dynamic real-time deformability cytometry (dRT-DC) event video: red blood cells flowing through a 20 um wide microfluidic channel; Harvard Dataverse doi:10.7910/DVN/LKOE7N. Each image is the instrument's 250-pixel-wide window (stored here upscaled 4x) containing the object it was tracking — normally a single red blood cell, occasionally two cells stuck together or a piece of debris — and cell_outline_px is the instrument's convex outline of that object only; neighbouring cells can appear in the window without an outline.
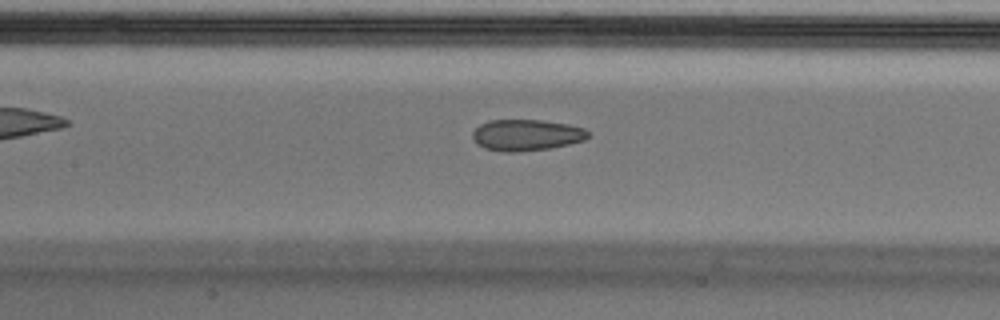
{"species": "Egyptian fruit bat (a non-hibernating species)", "species_latin": "Rousettus aegyptiacus", "temperature_condition": "cold", "stored_images_in_passage": 52, "camera_frame_rate_fps": 3000, "um_per_image_px": 0.085, "animal": {"sex": "male"}, "frame": {"image": 1, "passage_image": 23, "time_ms": 7.333, "image_size_px": [1000, 320], "cell_outline_px": [[592, 136], [584, 140], [568, 144], [548, 148], [516, 152], [504, 152], [484, 148], [476, 144], [472, 136], [472, 132], [480, 124], [488, 120], [540, 120], [568, 124], [584, 128]], "centroid_in_image_um": [44.73, 11.47], "position_along_channel_um": 162.7, "area_um2": 21.1}}
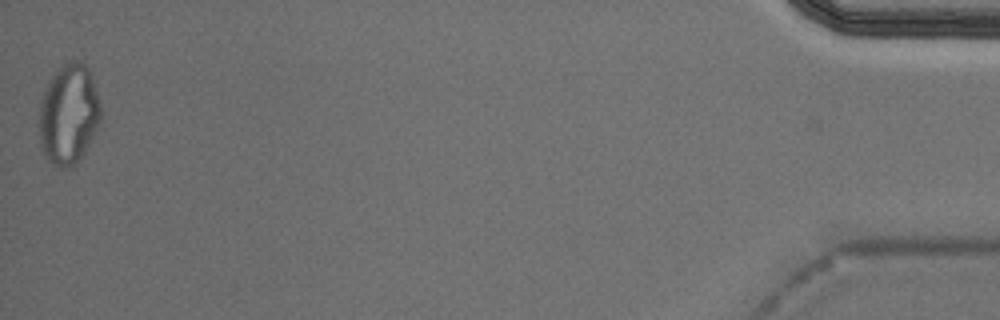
{"frame": {"image": 2, "passage_image": 52, "time_ms": 17.0, "image_size_px": [1000, 320], "cell_outline_px": [[100, 120], [84, 152], [76, 164], [72, 168], [60, 168], [52, 164], [48, 160], [40, 144], [40, 100], [52, 76], [68, 60], [76, 60], [84, 64], [88, 68], [100, 104]], "centroid_in_image_um": [5.82, 9.74], "position_along_channel_um": 429.4, "area_um2": 35.37}, "authors_computed_cell_mechanics": {"area_um2": 22.3108, "velocity_mm_per_s": 3.734, "shape_relaxation_time_tau1_ms": null, "shape_relaxation_time_tau2_ms": 2.3284, "deformation_change_tau1": null, "deformation_change_tau2": 0.0901}}